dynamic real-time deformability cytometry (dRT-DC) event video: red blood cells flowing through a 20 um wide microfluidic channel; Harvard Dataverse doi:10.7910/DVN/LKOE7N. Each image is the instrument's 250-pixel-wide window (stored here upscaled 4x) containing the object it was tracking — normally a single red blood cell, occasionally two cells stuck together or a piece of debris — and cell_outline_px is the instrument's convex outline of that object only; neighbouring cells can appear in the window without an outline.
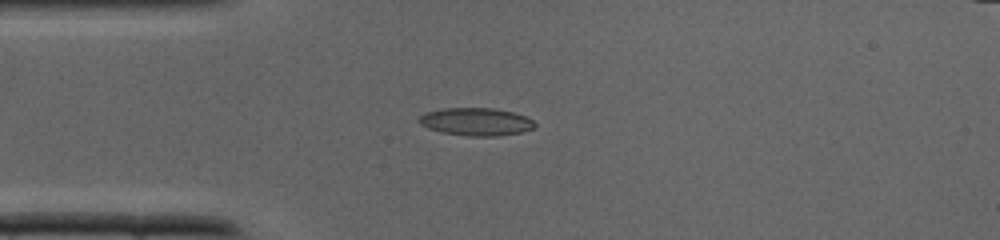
{"species": "common noctule bat (a hibernating species)", "species_latin": "Nyctalus noctula", "temperature_condition": "cold", "stored_images_in_passage": 34, "camera_frame_rate_fps": 3000, "um_per_image_px": 0.085, "animal": {"sex": "male", "body_mass_g": 19.0, "forearm_length_mm": 50.8}, "frame": {"image": 1, "passage_image": 6, "time_ms": 1.667, "image_size_px": [1000, 240], "cell_outline_px": [[536, 124], [532, 128], [520, 132], [496, 136], [468, 136], [440, 132], [428, 128], [420, 124], [416, 120], [424, 112], [444, 108], [492, 108], [512, 112], [524, 116], [532, 120]], "centroid_in_image_um": [40.4, 10.34], "position_along_channel_um": 44.6, "area_um2": 18.67}}
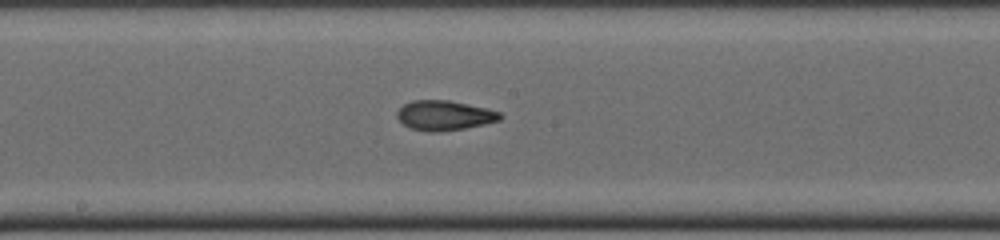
{"frame": {"image": 2, "passage_image": 16, "time_ms": 5.0, "image_size_px": [1000, 240], "cell_outline_px": [[504, 116], [500, 120], [484, 124], [464, 128], [440, 132], [428, 132], [412, 128], [404, 124], [396, 116], [396, 112], [404, 104], [412, 100], [448, 100], [484, 108], [500, 112]], "centroid_in_image_um": [37.76, 9.81], "position_along_channel_um": 210.4, "area_um2": 17.74}}
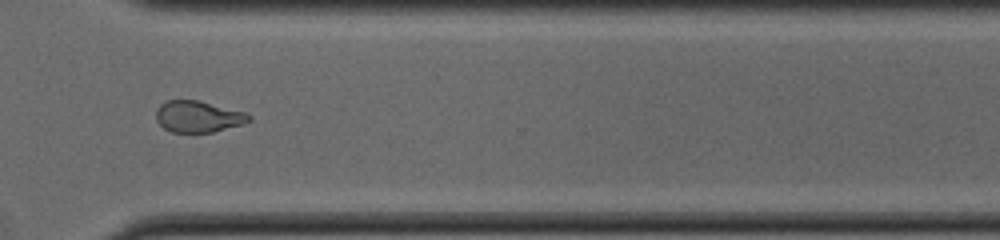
{"frame": {"image": 3, "passage_image": 24, "time_ms": 7.667, "image_size_px": [1000, 240], "cell_outline_px": [[252, 120], [244, 124], [212, 132], [172, 132], [164, 128], [156, 120], [156, 108], [160, 104], [168, 100], [200, 100], [248, 112], [252, 116]], "centroid_in_image_um": [16.89, 9.89], "position_along_channel_um": 353.7, "area_um2": 17.34}}